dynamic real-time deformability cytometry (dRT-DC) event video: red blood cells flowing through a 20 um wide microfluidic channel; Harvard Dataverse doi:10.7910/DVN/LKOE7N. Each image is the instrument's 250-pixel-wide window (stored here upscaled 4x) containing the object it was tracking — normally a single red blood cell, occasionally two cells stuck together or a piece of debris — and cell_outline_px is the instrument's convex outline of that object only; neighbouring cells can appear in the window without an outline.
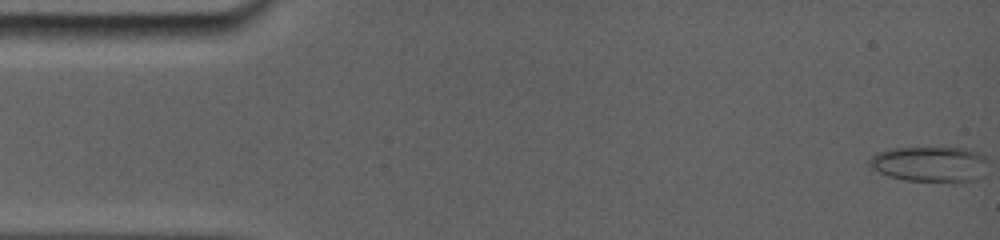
{"species": "common noctule bat (a hibernating species)", "species_latin": "Nyctalus noctula", "temperature_condition": "room temperature", "stored_images_in_passage": 50, "camera_frame_rate_fps": 5000, "um_per_image_px": 0.085, "animal": {"sex": "female", "body_mass_g": 19.0, "forearm_length_mm": 56.7}, "frame": {"image": 1, "passage_image": 1, "time_ms": 0.0, "image_size_px": [1000, 240], "cell_outline_px": [[968, 180], [908, 180], [888, 176], [880, 172], [876, 168], [876, 160], [880, 156], [888, 152], [916, 148], [932, 148], [964, 152]], "centroid_in_image_um": [78.52, 13.99], "position_along_channel_um": 6.5, "area_um2": 18.32}}
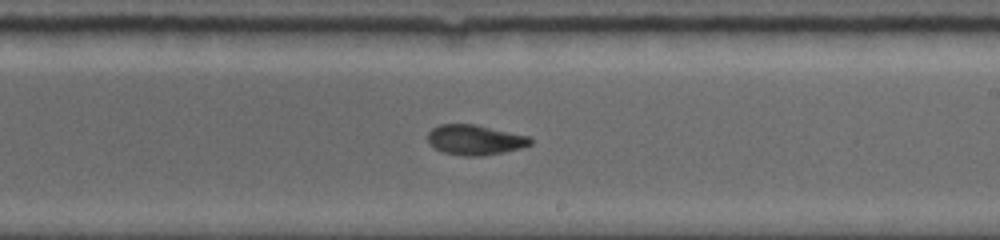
{"frame": {"image": 2, "passage_image": 24, "time_ms": 9.6, "image_size_px": [1000, 240], "cell_outline_px": [[532, 144], [520, 148], [504, 152], [484, 156], [464, 156], [444, 152], [428, 144], [428, 132], [432, 128], [440, 124], [476, 124], [528, 136], [532, 140]], "centroid_in_image_um": [40.36, 11.89], "position_along_channel_um": 248.6, "area_um2": 18.03}}
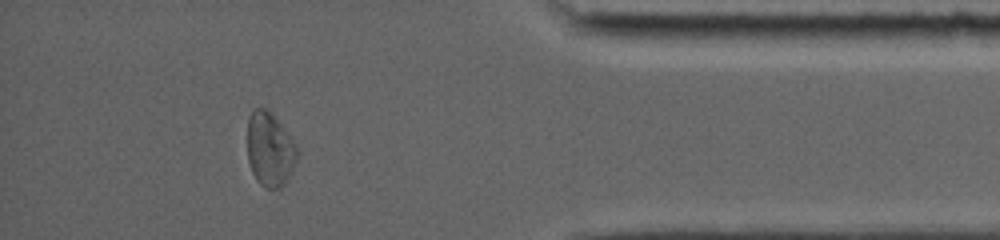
{"frame": {"image": 3, "passage_image": 43, "time_ms": 14.4, "image_size_px": [1000, 240], "cell_outline_px": [[300, 152], [284, 184], [280, 188], [264, 188], [256, 180], [252, 172], [248, 160], [248, 116], [252, 108], [268, 108], [296, 144]], "centroid_in_image_um": [22.93, 12.67], "position_along_channel_um": 412.3, "area_um2": 21.56}, "authors_computed_cell_mechanics": {"area_um2": 18.0336, "velocity_mm_per_s": 3.8731, "shape_relaxation_time_tau1_ms": 7.0737, "shape_relaxation_time_tau2_ms": 3.421, "deformation_change_tau1": 0.1875, "deformation_change_tau2": 0.0833}}